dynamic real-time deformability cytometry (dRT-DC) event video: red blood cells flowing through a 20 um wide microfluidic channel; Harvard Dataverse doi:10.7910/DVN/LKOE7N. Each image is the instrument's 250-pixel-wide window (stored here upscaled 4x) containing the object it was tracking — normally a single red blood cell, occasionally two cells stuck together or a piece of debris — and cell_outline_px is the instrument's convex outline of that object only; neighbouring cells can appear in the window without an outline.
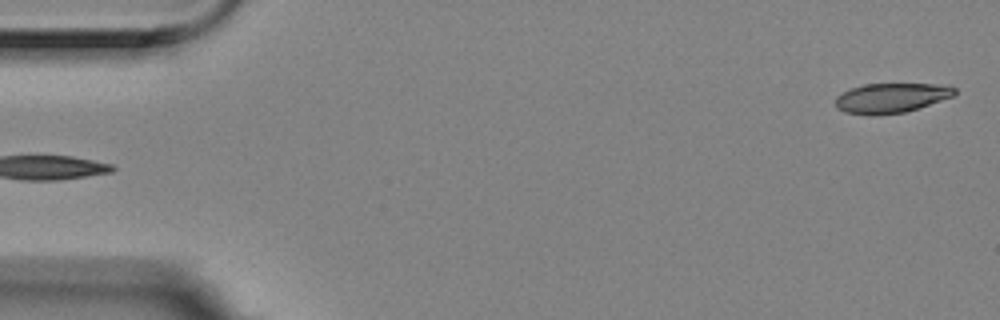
{"species": "Egyptian fruit bat (a non-hibernating species)", "species_latin": "Rousettus aegyptiacus", "temperature_condition": "room temperature", "stored_images_in_passage": 5, "segment_of_instrument_passage": [2, 2], "camera_frame_rate_fps": 3000, "um_per_image_px": 0.085, "animal": {"sex": "female"}, "frame": {"image": 1, "passage_image": 5, "time_ms": 1.333, "image_size_px": [1000, 320], "cell_outline_px": [[956, 92], [952, 96], [920, 108], [904, 112], [876, 116], [868, 116], [844, 112], [836, 108], [836, 96], [852, 88], [864, 84], [948, 84], [956, 88]], "centroid_in_image_um": [75.75, 8.34], "position_along_channel_um": 9.2, "area_um2": 20.87}}